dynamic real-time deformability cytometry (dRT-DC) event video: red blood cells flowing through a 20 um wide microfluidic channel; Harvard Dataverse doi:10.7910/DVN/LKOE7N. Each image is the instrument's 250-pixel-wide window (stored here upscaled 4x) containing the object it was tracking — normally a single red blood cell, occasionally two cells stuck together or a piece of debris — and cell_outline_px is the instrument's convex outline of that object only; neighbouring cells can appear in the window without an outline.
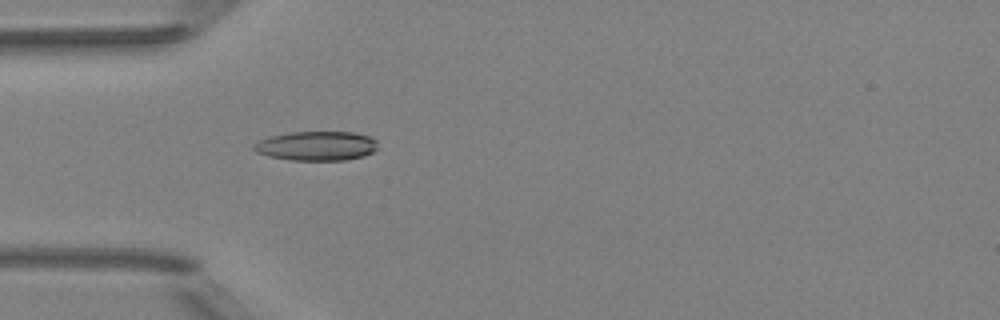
{"species": "Egyptian fruit bat (a non-hibernating species)", "species_latin": "Rousettus aegyptiacus", "temperature_condition": "room temperature", "stored_images_in_passage": 37, "camera_frame_rate_fps": 3000, "um_per_image_px": 0.085, "animal": {"sex": "female"}, "frame": {"image": 1, "passage_image": 1, "time_ms": 0.0, "image_size_px": [1000, 320], "cell_outline_px": [[376, 148], [372, 152], [364, 156], [344, 160], [288, 160], [268, 156], [256, 152], [252, 148], [252, 144], [268, 136], [292, 132], [352, 132], [368, 136], [376, 140]], "centroid_in_image_um": [26.85, 12.4], "position_along_channel_um": 58.1, "area_um2": 21.21}}
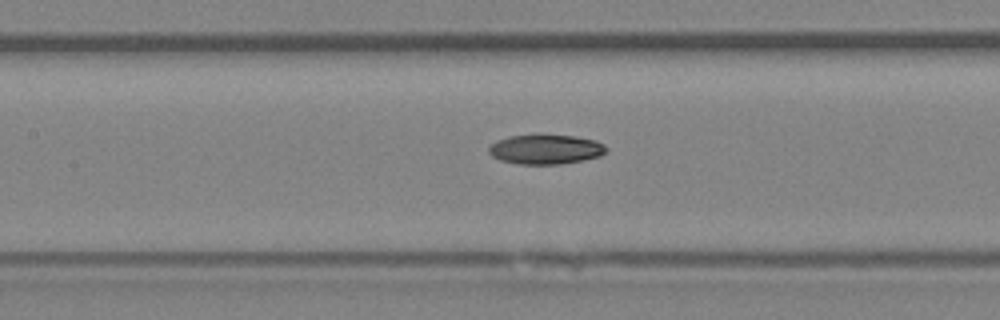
{"frame": {"image": 2, "passage_image": 9, "time_ms": 2.667, "image_size_px": [1000, 320], "cell_outline_px": [[608, 148], [600, 156], [584, 160], [560, 164], [516, 164], [500, 160], [492, 156], [488, 152], [488, 148], [496, 140], [508, 136], [536, 132], [576, 136], [596, 140], [604, 144]], "centroid_in_image_um": [46.36, 12.65], "position_along_channel_um": 161.0, "area_um2": 21.1}}
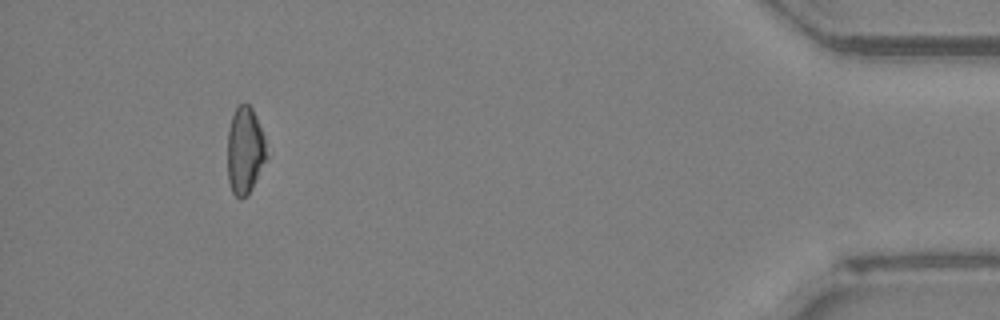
{"frame": {"image": 3, "passage_image": 33, "time_ms": 10.667, "image_size_px": [1000, 320], "cell_outline_px": [[268, 156], [248, 196], [240, 200], [232, 192], [228, 180], [228, 132], [232, 116], [236, 108], [240, 104], [248, 104], [252, 108], [256, 116], [264, 136]], "centroid_in_image_um": [20.83, 12.83], "position_along_channel_um": 414.4, "area_um2": 19.88}}